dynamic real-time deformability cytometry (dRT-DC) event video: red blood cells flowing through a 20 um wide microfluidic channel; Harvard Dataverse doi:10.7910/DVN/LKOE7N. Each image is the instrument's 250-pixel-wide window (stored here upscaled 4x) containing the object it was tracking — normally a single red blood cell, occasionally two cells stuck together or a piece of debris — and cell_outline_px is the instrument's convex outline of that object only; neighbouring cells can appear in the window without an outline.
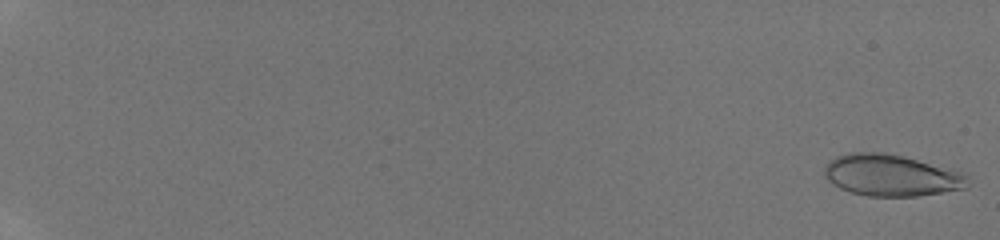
{"species": "human", "species_latin": "Homo sapiens", "temperature_condition": "room temperature", "stored_images_in_passage": 10, "camera_frame_rate_fps": 3000, "um_per_image_px": 0.085, "donor": {"sex": "male"}, "frame": {"image": 1, "passage_image": 1, "time_ms": 0.0, "image_size_px": [1000, 240], "cell_outline_px": [[968, 188], [916, 196], [868, 196], [852, 192], [840, 188], [832, 184], [824, 176], [824, 168], [828, 160], [836, 156], [848, 152], [884, 152], [904, 156], [968, 172]], "centroid_in_image_um": [75.79, 14.88], "position_along_channel_um": 9.2, "area_um2": 35.32}}